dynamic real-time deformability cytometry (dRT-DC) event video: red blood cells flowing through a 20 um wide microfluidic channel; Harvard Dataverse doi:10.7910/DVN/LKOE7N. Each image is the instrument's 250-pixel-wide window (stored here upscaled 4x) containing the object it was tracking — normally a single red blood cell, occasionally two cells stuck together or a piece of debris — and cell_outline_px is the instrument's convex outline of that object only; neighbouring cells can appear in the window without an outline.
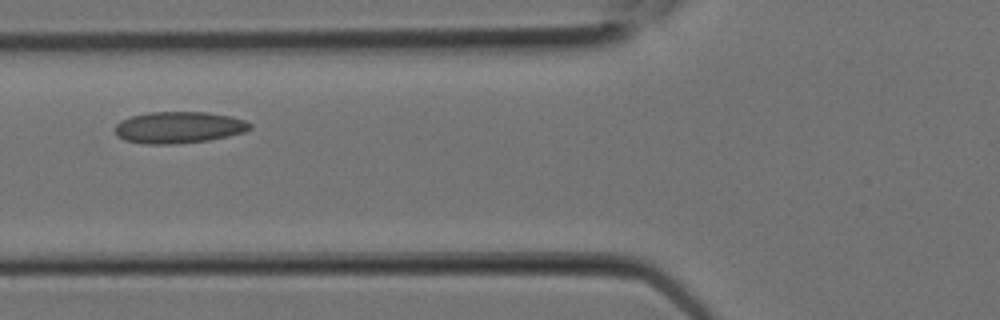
{"species": "Egyptian fruit bat (a non-hibernating species)", "species_latin": "Rousettus aegyptiacus", "temperature_condition": "room temperature", "stored_images_in_passage": 4, "segment_of_instrument_passage": [1, 2], "camera_frame_rate_fps": 3000, "um_per_image_px": 0.085, "animal": {"sex": "female"}, "frame": {"image": 1, "passage_image": 3, "time_ms": 0.667, "image_size_px": [1000, 320], "cell_outline_px": [[252, 128], [244, 132], [228, 136], [208, 140], [172, 144], [144, 144], [124, 140], [116, 136], [116, 124], [120, 120], [132, 116], [148, 112], [208, 112], [232, 116], [244, 120], [252, 124]], "centroid_in_image_um": [15.2, 10.83], "position_along_channel_um": 110.6, "area_um2": 24.97}}